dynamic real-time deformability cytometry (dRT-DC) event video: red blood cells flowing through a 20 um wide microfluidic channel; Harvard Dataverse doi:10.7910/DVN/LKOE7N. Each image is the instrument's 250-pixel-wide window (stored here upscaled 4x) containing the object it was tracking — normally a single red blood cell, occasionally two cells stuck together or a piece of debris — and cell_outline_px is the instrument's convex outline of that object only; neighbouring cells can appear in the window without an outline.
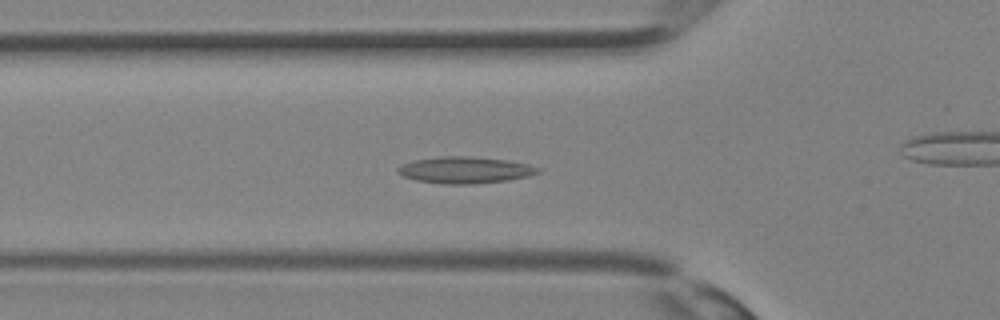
{"species": "Egyptian fruit bat (a non-hibernating species)", "species_latin": "Rousettus aegyptiacus", "temperature_condition": "room temperature", "stored_images_in_passage": 35, "camera_frame_rate_fps": 3000, "um_per_image_px": 0.085, "animal": {"sex": "female"}, "frame": {"image": 1, "passage_image": 11, "time_ms": 3.333, "image_size_px": [1000, 320], "cell_outline_px": [[540, 172], [528, 176], [508, 180], [472, 184], [444, 184], [416, 180], [404, 176], [396, 172], [396, 168], [400, 164], [416, 160], [440, 156], [472, 156], [508, 160], [528, 164], [540, 168]], "centroid_in_image_um": [39.52, 14.44], "position_along_channel_um": 86.3, "area_um2": 21.79}}
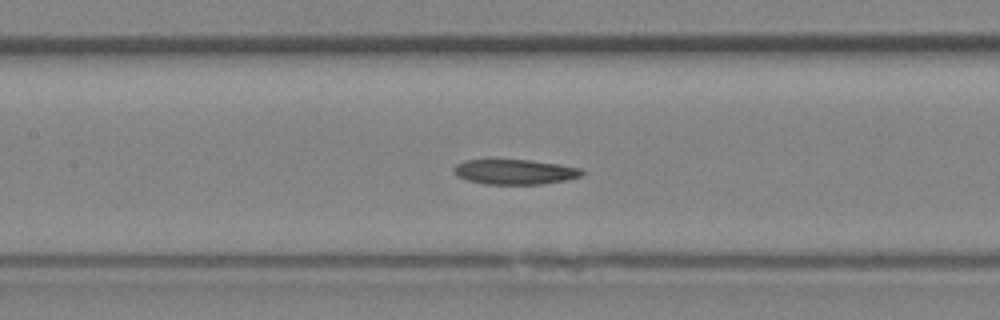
{"frame": {"image": 2, "passage_image": 15, "time_ms": 4.667, "image_size_px": [1000, 320], "cell_outline_px": [[584, 172], [580, 176], [568, 180], [544, 184], [484, 184], [468, 180], [456, 176], [452, 168], [456, 164], [464, 160], [492, 156], [528, 160], [560, 164], [580, 168]], "centroid_in_image_um": [43.67, 14.56], "position_along_channel_um": 163.7, "area_um2": 19.65}}
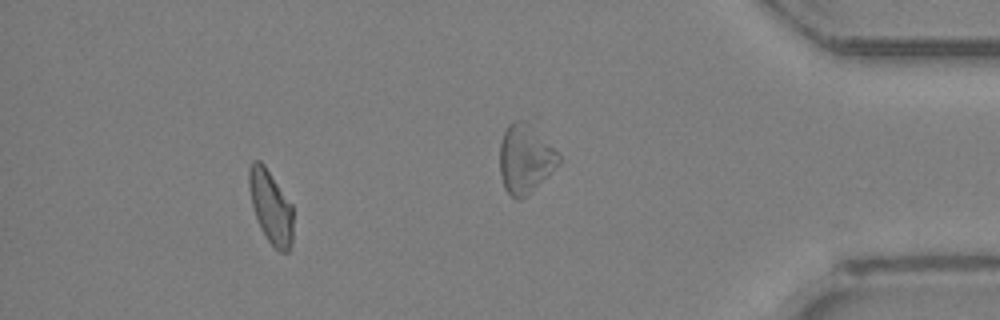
{"frame": {"image": 3, "passage_image": 31, "time_ms": 10.0, "image_size_px": [1000, 320], "cell_outline_px": [[292, 244], [288, 252], [280, 252], [268, 240], [260, 228], [256, 220], [252, 204], [248, 184], [248, 168], [252, 160], [260, 160], [264, 164], [292, 204]], "centroid_in_image_um": [23.0, 17.56], "position_along_channel_um": 412.2, "area_um2": 18.9}}